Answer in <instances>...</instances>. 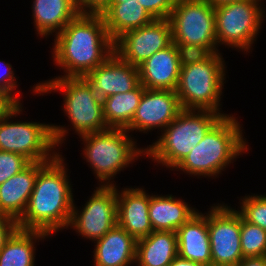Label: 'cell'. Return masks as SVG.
<instances>
[{"label": "cell", "mask_w": 266, "mask_h": 266, "mask_svg": "<svg viewBox=\"0 0 266 266\" xmlns=\"http://www.w3.org/2000/svg\"><path fill=\"white\" fill-rule=\"evenodd\" d=\"M204 266H222V265L208 264V265H204Z\"/></svg>", "instance_id": "f35d334b"}, {"label": "cell", "mask_w": 266, "mask_h": 266, "mask_svg": "<svg viewBox=\"0 0 266 266\" xmlns=\"http://www.w3.org/2000/svg\"><path fill=\"white\" fill-rule=\"evenodd\" d=\"M182 111L177 93L172 90L145 89L127 131H163Z\"/></svg>", "instance_id": "9a60e30c"}, {"label": "cell", "mask_w": 266, "mask_h": 266, "mask_svg": "<svg viewBox=\"0 0 266 266\" xmlns=\"http://www.w3.org/2000/svg\"><path fill=\"white\" fill-rule=\"evenodd\" d=\"M47 162H31L0 185V213L18 221L26 210L39 170Z\"/></svg>", "instance_id": "ac0fdd59"}, {"label": "cell", "mask_w": 266, "mask_h": 266, "mask_svg": "<svg viewBox=\"0 0 266 266\" xmlns=\"http://www.w3.org/2000/svg\"><path fill=\"white\" fill-rule=\"evenodd\" d=\"M64 160L59 152L39 170L26 210L17 221L18 229L49 236L68 229L75 201Z\"/></svg>", "instance_id": "7a4b0ae2"}, {"label": "cell", "mask_w": 266, "mask_h": 266, "mask_svg": "<svg viewBox=\"0 0 266 266\" xmlns=\"http://www.w3.org/2000/svg\"><path fill=\"white\" fill-rule=\"evenodd\" d=\"M240 209L237 211L248 222L266 230V194L245 195L239 200Z\"/></svg>", "instance_id": "83f0119b"}, {"label": "cell", "mask_w": 266, "mask_h": 266, "mask_svg": "<svg viewBox=\"0 0 266 266\" xmlns=\"http://www.w3.org/2000/svg\"><path fill=\"white\" fill-rule=\"evenodd\" d=\"M48 237L42 231L17 229L0 249V266H35V244Z\"/></svg>", "instance_id": "d4e9b609"}, {"label": "cell", "mask_w": 266, "mask_h": 266, "mask_svg": "<svg viewBox=\"0 0 266 266\" xmlns=\"http://www.w3.org/2000/svg\"><path fill=\"white\" fill-rule=\"evenodd\" d=\"M207 211L212 264L237 266L243 259L240 231L241 214L227 204H213Z\"/></svg>", "instance_id": "7c38bea8"}, {"label": "cell", "mask_w": 266, "mask_h": 266, "mask_svg": "<svg viewBox=\"0 0 266 266\" xmlns=\"http://www.w3.org/2000/svg\"><path fill=\"white\" fill-rule=\"evenodd\" d=\"M120 191L117 188V224L136 240L147 237L153 232L148 212L149 194L139 187Z\"/></svg>", "instance_id": "e0dca14e"}, {"label": "cell", "mask_w": 266, "mask_h": 266, "mask_svg": "<svg viewBox=\"0 0 266 266\" xmlns=\"http://www.w3.org/2000/svg\"><path fill=\"white\" fill-rule=\"evenodd\" d=\"M19 103L7 92L0 89V120L12 111Z\"/></svg>", "instance_id": "836d02e7"}, {"label": "cell", "mask_w": 266, "mask_h": 266, "mask_svg": "<svg viewBox=\"0 0 266 266\" xmlns=\"http://www.w3.org/2000/svg\"><path fill=\"white\" fill-rule=\"evenodd\" d=\"M13 69L11 64L0 60V89L10 94L18 103H21L20 91L15 93L19 86Z\"/></svg>", "instance_id": "f546056e"}, {"label": "cell", "mask_w": 266, "mask_h": 266, "mask_svg": "<svg viewBox=\"0 0 266 266\" xmlns=\"http://www.w3.org/2000/svg\"><path fill=\"white\" fill-rule=\"evenodd\" d=\"M52 59L65 73L58 77H82L114 53L101 13H79L55 36Z\"/></svg>", "instance_id": "6da1fadb"}, {"label": "cell", "mask_w": 266, "mask_h": 266, "mask_svg": "<svg viewBox=\"0 0 266 266\" xmlns=\"http://www.w3.org/2000/svg\"><path fill=\"white\" fill-rule=\"evenodd\" d=\"M221 54L184 56L175 90L182 109L212 110L228 116L220 110L227 68Z\"/></svg>", "instance_id": "277c9868"}, {"label": "cell", "mask_w": 266, "mask_h": 266, "mask_svg": "<svg viewBox=\"0 0 266 266\" xmlns=\"http://www.w3.org/2000/svg\"><path fill=\"white\" fill-rule=\"evenodd\" d=\"M80 13H101L111 0H74Z\"/></svg>", "instance_id": "d6a6232c"}, {"label": "cell", "mask_w": 266, "mask_h": 266, "mask_svg": "<svg viewBox=\"0 0 266 266\" xmlns=\"http://www.w3.org/2000/svg\"><path fill=\"white\" fill-rule=\"evenodd\" d=\"M176 234L179 257L203 265L212 264L207 212L198 211L176 230Z\"/></svg>", "instance_id": "ffe728a7"}, {"label": "cell", "mask_w": 266, "mask_h": 266, "mask_svg": "<svg viewBox=\"0 0 266 266\" xmlns=\"http://www.w3.org/2000/svg\"><path fill=\"white\" fill-rule=\"evenodd\" d=\"M34 94L63 92L64 115L68 117L74 133L82 136L108 129L103 107L96 103L90 87L80 77H57L33 85Z\"/></svg>", "instance_id": "9c48e42d"}, {"label": "cell", "mask_w": 266, "mask_h": 266, "mask_svg": "<svg viewBox=\"0 0 266 266\" xmlns=\"http://www.w3.org/2000/svg\"><path fill=\"white\" fill-rule=\"evenodd\" d=\"M30 163L21 154L0 151V185L10 177L20 173Z\"/></svg>", "instance_id": "f1b7e54d"}, {"label": "cell", "mask_w": 266, "mask_h": 266, "mask_svg": "<svg viewBox=\"0 0 266 266\" xmlns=\"http://www.w3.org/2000/svg\"><path fill=\"white\" fill-rule=\"evenodd\" d=\"M186 54L175 44L154 53L138 66L140 83L146 89L175 91Z\"/></svg>", "instance_id": "2e32d148"}, {"label": "cell", "mask_w": 266, "mask_h": 266, "mask_svg": "<svg viewBox=\"0 0 266 266\" xmlns=\"http://www.w3.org/2000/svg\"><path fill=\"white\" fill-rule=\"evenodd\" d=\"M169 266H204L203 264L183 259L179 256H177L170 264Z\"/></svg>", "instance_id": "d590c367"}, {"label": "cell", "mask_w": 266, "mask_h": 266, "mask_svg": "<svg viewBox=\"0 0 266 266\" xmlns=\"http://www.w3.org/2000/svg\"><path fill=\"white\" fill-rule=\"evenodd\" d=\"M17 229L18 223L16 220L0 213V249Z\"/></svg>", "instance_id": "1f68e13d"}, {"label": "cell", "mask_w": 266, "mask_h": 266, "mask_svg": "<svg viewBox=\"0 0 266 266\" xmlns=\"http://www.w3.org/2000/svg\"><path fill=\"white\" fill-rule=\"evenodd\" d=\"M240 241L243 258L266 256V230L246 221L242 216Z\"/></svg>", "instance_id": "4316f807"}, {"label": "cell", "mask_w": 266, "mask_h": 266, "mask_svg": "<svg viewBox=\"0 0 266 266\" xmlns=\"http://www.w3.org/2000/svg\"><path fill=\"white\" fill-rule=\"evenodd\" d=\"M177 0H138L154 19H169Z\"/></svg>", "instance_id": "4dcf8cb0"}, {"label": "cell", "mask_w": 266, "mask_h": 266, "mask_svg": "<svg viewBox=\"0 0 266 266\" xmlns=\"http://www.w3.org/2000/svg\"><path fill=\"white\" fill-rule=\"evenodd\" d=\"M117 185L95 187L91 197L78 209L73 203L68 228L92 243L117 224Z\"/></svg>", "instance_id": "8fae6325"}, {"label": "cell", "mask_w": 266, "mask_h": 266, "mask_svg": "<svg viewBox=\"0 0 266 266\" xmlns=\"http://www.w3.org/2000/svg\"><path fill=\"white\" fill-rule=\"evenodd\" d=\"M199 210L170 195H149V219L153 231H174Z\"/></svg>", "instance_id": "7402d4cb"}, {"label": "cell", "mask_w": 266, "mask_h": 266, "mask_svg": "<svg viewBox=\"0 0 266 266\" xmlns=\"http://www.w3.org/2000/svg\"><path fill=\"white\" fill-rule=\"evenodd\" d=\"M129 131L122 128H108L104 131L94 132L79 136L84 148L81 150L83 159H86L90 169L94 171L98 185L111 186L114 184L116 174L125 170L146 155V148L138 147V144ZM113 180V181H111Z\"/></svg>", "instance_id": "52a82bcc"}, {"label": "cell", "mask_w": 266, "mask_h": 266, "mask_svg": "<svg viewBox=\"0 0 266 266\" xmlns=\"http://www.w3.org/2000/svg\"><path fill=\"white\" fill-rule=\"evenodd\" d=\"M172 43L169 19H154L143 27L126 31L114 41V52L132 66L138 67L154 53Z\"/></svg>", "instance_id": "4fadbf2b"}, {"label": "cell", "mask_w": 266, "mask_h": 266, "mask_svg": "<svg viewBox=\"0 0 266 266\" xmlns=\"http://www.w3.org/2000/svg\"><path fill=\"white\" fill-rule=\"evenodd\" d=\"M101 15L113 41L126 31L143 27L154 20L139 2L110 3Z\"/></svg>", "instance_id": "cb8c5ba5"}, {"label": "cell", "mask_w": 266, "mask_h": 266, "mask_svg": "<svg viewBox=\"0 0 266 266\" xmlns=\"http://www.w3.org/2000/svg\"><path fill=\"white\" fill-rule=\"evenodd\" d=\"M205 1L210 3L212 6L216 7L222 4L234 3V2L242 1V0H205Z\"/></svg>", "instance_id": "8d00e7d4"}, {"label": "cell", "mask_w": 266, "mask_h": 266, "mask_svg": "<svg viewBox=\"0 0 266 266\" xmlns=\"http://www.w3.org/2000/svg\"><path fill=\"white\" fill-rule=\"evenodd\" d=\"M237 266H266V256L243 258Z\"/></svg>", "instance_id": "e575fe53"}, {"label": "cell", "mask_w": 266, "mask_h": 266, "mask_svg": "<svg viewBox=\"0 0 266 266\" xmlns=\"http://www.w3.org/2000/svg\"><path fill=\"white\" fill-rule=\"evenodd\" d=\"M235 115L222 117L174 168L195 177H218L249 150L242 125Z\"/></svg>", "instance_id": "3957f363"}, {"label": "cell", "mask_w": 266, "mask_h": 266, "mask_svg": "<svg viewBox=\"0 0 266 266\" xmlns=\"http://www.w3.org/2000/svg\"><path fill=\"white\" fill-rule=\"evenodd\" d=\"M145 89L140 83L132 91L108 97L103 106L104 119L108 128L126 129L130 125Z\"/></svg>", "instance_id": "484cf974"}, {"label": "cell", "mask_w": 266, "mask_h": 266, "mask_svg": "<svg viewBox=\"0 0 266 266\" xmlns=\"http://www.w3.org/2000/svg\"><path fill=\"white\" fill-rule=\"evenodd\" d=\"M263 0H242L215 7L217 46L235 48L246 53L253 50L263 28L265 7ZM263 3V4H262Z\"/></svg>", "instance_id": "30bf717a"}, {"label": "cell", "mask_w": 266, "mask_h": 266, "mask_svg": "<svg viewBox=\"0 0 266 266\" xmlns=\"http://www.w3.org/2000/svg\"><path fill=\"white\" fill-rule=\"evenodd\" d=\"M138 2V0H111L110 3Z\"/></svg>", "instance_id": "74e56055"}, {"label": "cell", "mask_w": 266, "mask_h": 266, "mask_svg": "<svg viewBox=\"0 0 266 266\" xmlns=\"http://www.w3.org/2000/svg\"><path fill=\"white\" fill-rule=\"evenodd\" d=\"M172 42L185 54L218 53L215 7L205 0H177L169 17Z\"/></svg>", "instance_id": "ba28073f"}, {"label": "cell", "mask_w": 266, "mask_h": 266, "mask_svg": "<svg viewBox=\"0 0 266 266\" xmlns=\"http://www.w3.org/2000/svg\"><path fill=\"white\" fill-rule=\"evenodd\" d=\"M177 256L178 242L174 231H153L137 240V266H166Z\"/></svg>", "instance_id": "603a6c76"}, {"label": "cell", "mask_w": 266, "mask_h": 266, "mask_svg": "<svg viewBox=\"0 0 266 266\" xmlns=\"http://www.w3.org/2000/svg\"><path fill=\"white\" fill-rule=\"evenodd\" d=\"M222 117L212 110L182 109L157 136L159 139L145 147V157L174 171Z\"/></svg>", "instance_id": "8992f818"}, {"label": "cell", "mask_w": 266, "mask_h": 266, "mask_svg": "<svg viewBox=\"0 0 266 266\" xmlns=\"http://www.w3.org/2000/svg\"><path fill=\"white\" fill-rule=\"evenodd\" d=\"M31 9L35 33L46 39L59 34L80 13L74 0H34Z\"/></svg>", "instance_id": "44dd1931"}, {"label": "cell", "mask_w": 266, "mask_h": 266, "mask_svg": "<svg viewBox=\"0 0 266 266\" xmlns=\"http://www.w3.org/2000/svg\"><path fill=\"white\" fill-rule=\"evenodd\" d=\"M22 107L19 103L0 120V151L21 154L30 162H49L59 153L58 147L65 143L70 129L65 125L11 120L22 114Z\"/></svg>", "instance_id": "5b68a950"}, {"label": "cell", "mask_w": 266, "mask_h": 266, "mask_svg": "<svg viewBox=\"0 0 266 266\" xmlns=\"http://www.w3.org/2000/svg\"><path fill=\"white\" fill-rule=\"evenodd\" d=\"M94 243V266H131L136 262L137 240L118 224Z\"/></svg>", "instance_id": "d6986e66"}, {"label": "cell", "mask_w": 266, "mask_h": 266, "mask_svg": "<svg viewBox=\"0 0 266 266\" xmlns=\"http://www.w3.org/2000/svg\"><path fill=\"white\" fill-rule=\"evenodd\" d=\"M80 78L90 87L91 95L102 107L109 96L132 91L140 84L138 67L122 60L115 52L96 69Z\"/></svg>", "instance_id": "5bb4252c"}]
</instances>
